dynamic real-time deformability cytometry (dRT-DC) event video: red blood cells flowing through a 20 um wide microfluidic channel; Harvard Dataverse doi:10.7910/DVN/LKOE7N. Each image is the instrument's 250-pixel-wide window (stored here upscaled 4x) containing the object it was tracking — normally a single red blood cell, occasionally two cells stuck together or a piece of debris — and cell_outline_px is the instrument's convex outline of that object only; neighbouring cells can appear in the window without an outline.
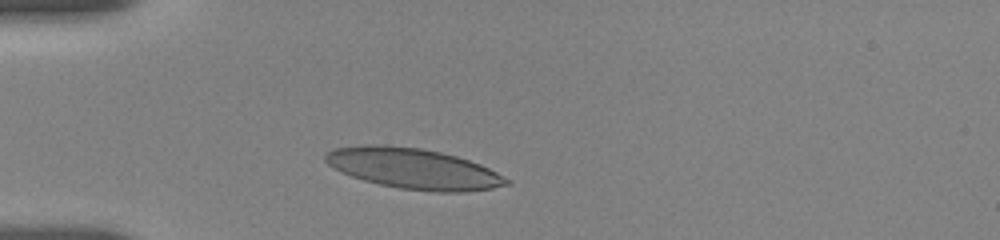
{"species": "human", "species_latin": "Homo sapiens", "temperature_condition": "room temperature", "stored_images_in_passage": 6, "camera_frame_rate_fps": 3000, "um_per_image_px": 0.085, "donor": {"sex": "female"}, "frame": {"image": 1, "passage_image": 1, "time_ms": 0.0, "image_size_px": [1000, 240], "cell_outline_px": [[512, 184], [492, 188], [464, 192], [436, 192], [400, 188], [380, 184], [364, 180], [352, 176], [332, 168], [324, 160], [324, 152], [332, 148], [364, 144], [384, 144], [420, 148], [440, 152], [456, 156], [480, 164], [512, 180]], "centroid_in_image_um": [35.12, 14.32], "position_along_channel_um": 49.9, "area_um2": 43.06}}
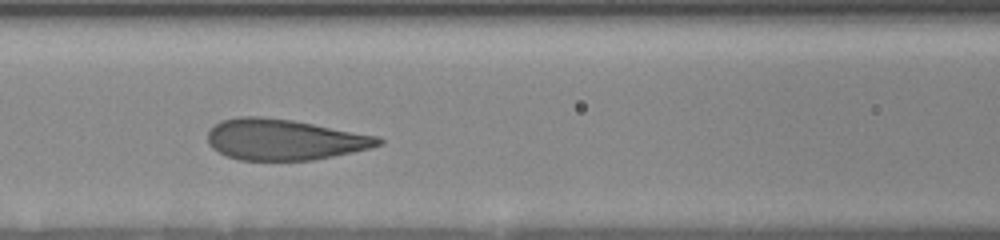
{"frame": {"image": 2, "passage_image": 5, "time_ms": 3.0, "image_size_px": [1000, 240], "cell_outline_px": [[384, 144], [372, 148], [312, 160], [240, 160], [228, 156], [212, 148], [208, 140], [208, 132], [220, 120], [240, 116], [260, 116], [292, 120], [380, 136], [384, 140]], "centroid_in_image_um": [24.2, 11.86], "position_along_channel_um": 142.4, "area_um2": 40.69}}
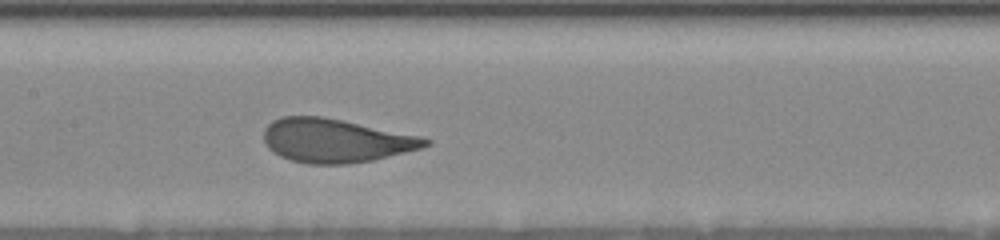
{"frame": {"image": 3, "passage_image": 6, "time_ms": 4.0, "image_size_px": [1000, 240], "cell_outline_px": [[432, 144], [420, 148], [372, 160], [348, 164], [308, 164], [292, 160], [280, 156], [272, 152], [264, 144], [264, 128], [272, 120], [280, 116], [320, 116], [424, 136], [432, 140]], "centroid_in_image_um": [28.52, 11.94], "position_along_channel_um": 178.9, "area_um2": 41.27}}